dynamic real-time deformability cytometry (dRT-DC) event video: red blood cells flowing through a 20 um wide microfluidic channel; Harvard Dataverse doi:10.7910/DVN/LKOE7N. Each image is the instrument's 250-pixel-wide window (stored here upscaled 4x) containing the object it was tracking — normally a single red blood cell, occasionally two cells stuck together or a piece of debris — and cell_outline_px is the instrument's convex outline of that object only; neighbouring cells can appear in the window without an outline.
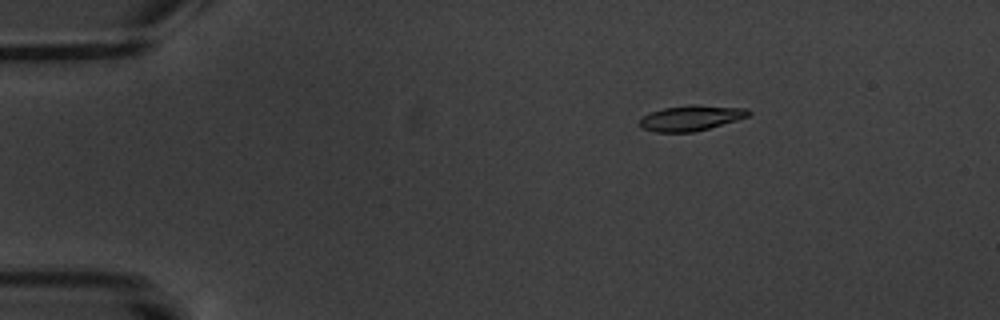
{"species": "common noctule bat (a hibernating species)", "species_latin": "Nyctalus noctula", "temperature_condition": "warm", "stored_images_in_passage": 8, "camera_frame_rate_fps": 3000, "um_per_image_px": 0.085, "animal": {"sex": "male", "body_mass_g": 20.1, "forearm_length_mm": 53.5}, "frame": {"image": 1, "passage_image": 3, "time_ms": 2.333, "image_size_px": [1000, 320], "cell_outline_px": [[752, 112], [748, 116], [736, 120], [708, 128], [692, 132], [656, 132], [640, 128], [636, 124], [644, 116], [652, 112], [664, 108], [688, 104], [692, 104], [748, 108]], "centroid_in_image_um": [58.71, 10.02], "position_along_channel_um": 26.3, "area_um2": 16.13}}
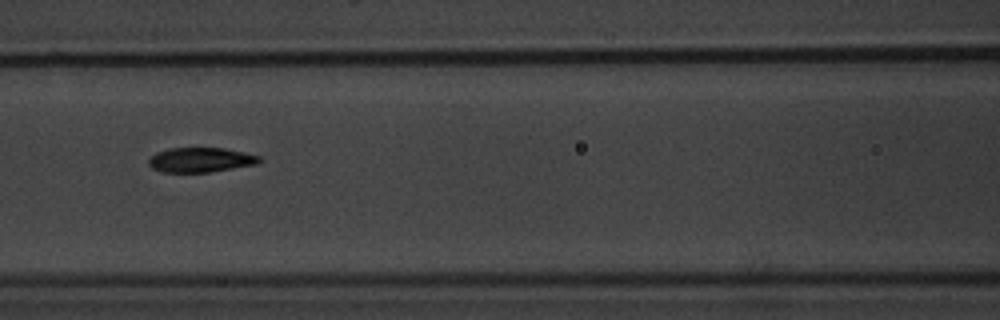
{"frame": {"image": 2, "passage_image": 7, "time_ms": 8.0, "image_size_px": [1000, 320], "cell_outline_px": [[260, 160], [256, 164], [208, 172], [164, 172], [152, 168], [148, 164], [148, 160], [156, 152], [168, 148], [224, 148], [244, 152], [260, 156]], "centroid_in_image_um": [17.02, 13.58], "position_along_channel_um": 149.6, "area_um2": 15.78}}
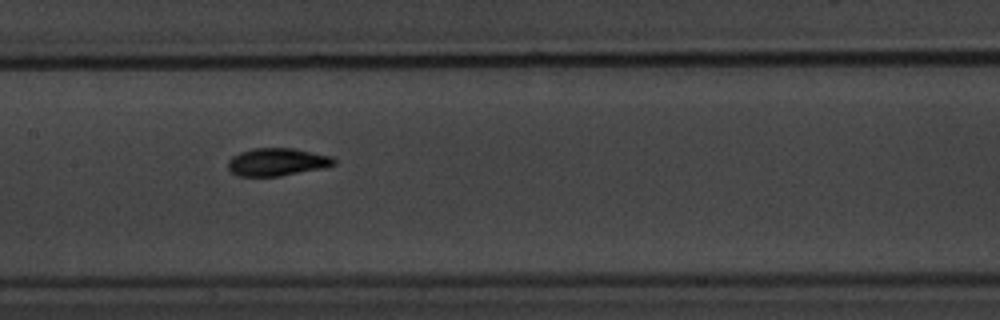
{"frame": {"image": 3, "passage_image": 8, "time_ms": 9.0, "image_size_px": [1000, 320], "cell_outline_px": [[336, 164], [320, 168], [280, 176], [236, 176], [228, 168], [228, 160], [232, 156], [240, 152], [252, 148], [292, 148], [332, 156], [336, 160]], "centroid_in_image_um": [23.52, 13.76], "position_along_channel_um": 183.9, "area_um2": 17.05}}